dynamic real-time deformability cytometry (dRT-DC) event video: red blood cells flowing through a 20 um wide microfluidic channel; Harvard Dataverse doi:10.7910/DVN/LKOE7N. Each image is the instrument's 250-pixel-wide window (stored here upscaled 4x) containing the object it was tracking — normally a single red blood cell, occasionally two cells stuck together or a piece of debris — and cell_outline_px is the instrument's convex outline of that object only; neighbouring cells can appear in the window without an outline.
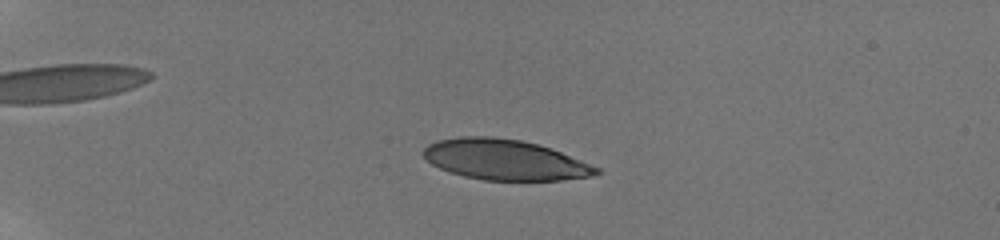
{"species": "human", "species_latin": "Homo sapiens", "temperature_condition": "room temperature", "stored_images_in_passage": 59, "camera_frame_rate_fps": 3000, "um_per_image_px": 0.085, "donor": {"sex": "male"}, "frame": {"image": 1, "passage_image": 19, "time_ms": 5.333, "image_size_px": [1000, 240], "cell_outline_px": [[600, 172], [588, 176], [560, 180], [484, 180], [464, 176], [440, 168], [432, 164], [420, 152], [428, 144], [436, 140], [460, 136], [492, 136], [520, 140], [536, 144], [560, 152], [600, 168]], "centroid_in_image_um": [42.84, 13.56], "position_along_channel_um": 42.2, "area_um2": 40.4}}
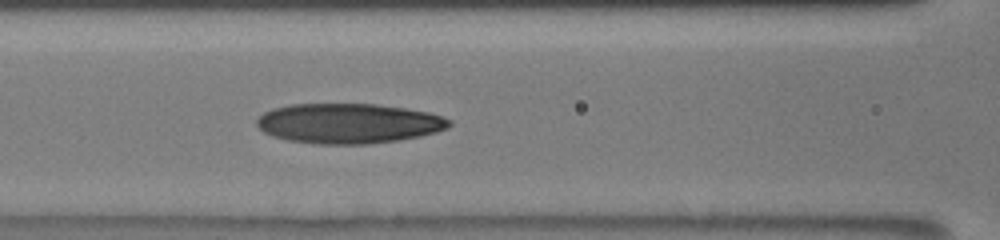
{"frame": {"image": 2, "passage_image": 31, "time_ms": 9.667, "image_size_px": [1000, 240], "cell_outline_px": [[452, 124], [448, 128], [436, 132], [420, 136], [400, 140], [368, 144], [320, 144], [288, 140], [272, 136], [264, 132], [256, 124], [256, 120], [264, 112], [272, 108], [292, 104], [376, 104], [404, 108], [428, 112], [452, 120]], "centroid_in_image_um": [29.63, 10.49], "position_along_channel_um": 137.0, "area_um2": 44.91}}
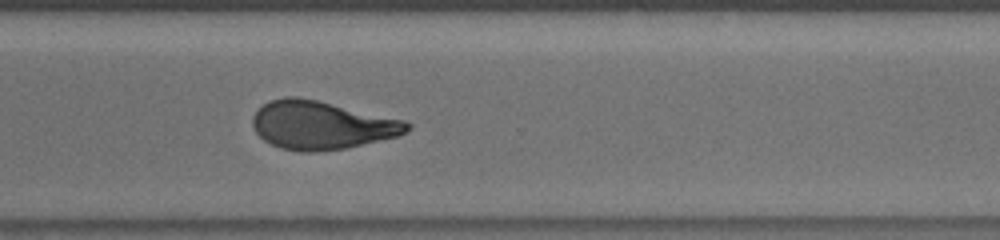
{"frame": {"image": 3, "passage_image": 58, "time_ms": 15.0, "image_size_px": [1000, 240], "cell_outline_px": [[412, 128], [408, 132], [396, 136], [344, 148], [316, 152], [300, 152], [280, 148], [264, 140], [256, 132], [252, 124], [252, 116], [264, 104], [272, 100], [284, 96], [296, 96], [316, 100], [404, 120], [412, 124]], "centroid_in_image_um": [27.32, 10.64], "position_along_channel_um": 343.3, "area_um2": 43.12}}